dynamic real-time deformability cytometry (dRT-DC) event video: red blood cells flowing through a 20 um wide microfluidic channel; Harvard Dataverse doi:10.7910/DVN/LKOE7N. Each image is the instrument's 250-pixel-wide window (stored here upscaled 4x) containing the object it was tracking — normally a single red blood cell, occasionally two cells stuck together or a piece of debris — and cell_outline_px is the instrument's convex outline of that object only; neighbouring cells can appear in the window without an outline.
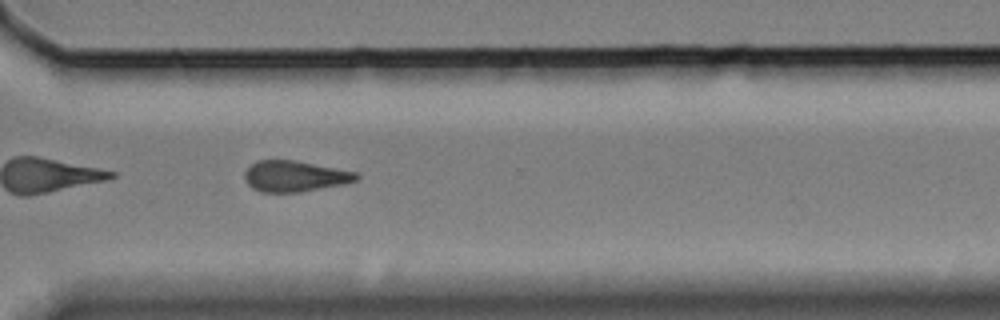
{"species": "Egyptian fruit bat (a non-hibernating species)", "species_latin": "Rousettus aegyptiacus", "temperature_condition": "cold", "stored_images_in_passage": 38, "camera_frame_rate_fps": 3000, "um_per_image_px": 0.085, "animal": {"sex": "female"}, "frame": {"image": 1, "passage_image": 27, "time_ms": 8.667, "image_size_px": [1000, 320], "cell_outline_px": [[360, 176], [356, 180], [348, 184], [300, 192], [260, 192], [252, 188], [248, 184], [244, 176], [244, 172], [252, 164], [260, 160], [292, 160], [356, 172]], "centroid_in_image_um": [25.07, 14.99], "position_along_channel_um": 345.5, "area_um2": 20.06}, "authors_computed_cell_mechanics": {"area_um2": 20.4901, "velocity_mm_per_s": 3.3317, "shape_relaxation_time_tau1_ms": 7.8231, "shape_relaxation_time_tau2_ms": null, "deformation_change_tau1": 0.1604, "deformation_change_tau2": null}}